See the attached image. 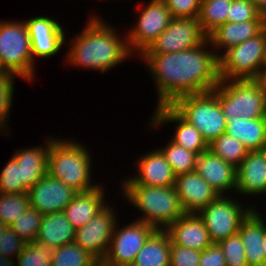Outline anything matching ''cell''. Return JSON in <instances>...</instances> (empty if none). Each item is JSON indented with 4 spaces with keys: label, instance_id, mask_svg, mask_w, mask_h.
I'll list each match as a JSON object with an SVG mask.
<instances>
[{
    "label": "cell",
    "instance_id": "5b68a950",
    "mask_svg": "<svg viewBox=\"0 0 266 266\" xmlns=\"http://www.w3.org/2000/svg\"><path fill=\"white\" fill-rule=\"evenodd\" d=\"M212 91L226 119L266 118V93L257 79H220Z\"/></svg>",
    "mask_w": 266,
    "mask_h": 266
},
{
    "label": "cell",
    "instance_id": "7a4b0ae2",
    "mask_svg": "<svg viewBox=\"0 0 266 266\" xmlns=\"http://www.w3.org/2000/svg\"><path fill=\"white\" fill-rule=\"evenodd\" d=\"M103 20L96 15L90 17L83 31L71 39L65 59L67 65L104 73L134 55L126 34L122 38L116 27Z\"/></svg>",
    "mask_w": 266,
    "mask_h": 266
},
{
    "label": "cell",
    "instance_id": "e0dca14e",
    "mask_svg": "<svg viewBox=\"0 0 266 266\" xmlns=\"http://www.w3.org/2000/svg\"><path fill=\"white\" fill-rule=\"evenodd\" d=\"M137 174L123 179L122 184L169 187L175 185L176 175L162 152L150 150L137 160Z\"/></svg>",
    "mask_w": 266,
    "mask_h": 266
},
{
    "label": "cell",
    "instance_id": "8992f818",
    "mask_svg": "<svg viewBox=\"0 0 266 266\" xmlns=\"http://www.w3.org/2000/svg\"><path fill=\"white\" fill-rule=\"evenodd\" d=\"M171 106L200 131L208 145L226 131L227 119L213 91L178 97Z\"/></svg>",
    "mask_w": 266,
    "mask_h": 266
},
{
    "label": "cell",
    "instance_id": "f35d334b",
    "mask_svg": "<svg viewBox=\"0 0 266 266\" xmlns=\"http://www.w3.org/2000/svg\"><path fill=\"white\" fill-rule=\"evenodd\" d=\"M251 20H266L252 0H233L227 16V22L241 23Z\"/></svg>",
    "mask_w": 266,
    "mask_h": 266
},
{
    "label": "cell",
    "instance_id": "d4e9b609",
    "mask_svg": "<svg viewBox=\"0 0 266 266\" xmlns=\"http://www.w3.org/2000/svg\"><path fill=\"white\" fill-rule=\"evenodd\" d=\"M44 142L43 146L17 149L12 156L21 166L22 183L28 190L48 173L51 136Z\"/></svg>",
    "mask_w": 266,
    "mask_h": 266
},
{
    "label": "cell",
    "instance_id": "681fc988",
    "mask_svg": "<svg viewBox=\"0 0 266 266\" xmlns=\"http://www.w3.org/2000/svg\"><path fill=\"white\" fill-rule=\"evenodd\" d=\"M260 151L264 154L265 159H266V143L262 146Z\"/></svg>",
    "mask_w": 266,
    "mask_h": 266
},
{
    "label": "cell",
    "instance_id": "ba28073f",
    "mask_svg": "<svg viewBox=\"0 0 266 266\" xmlns=\"http://www.w3.org/2000/svg\"><path fill=\"white\" fill-rule=\"evenodd\" d=\"M218 60L220 79H257L265 67L266 27L255 37L223 51Z\"/></svg>",
    "mask_w": 266,
    "mask_h": 266
},
{
    "label": "cell",
    "instance_id": "9a60e30c",
    "mask_svg": "<svg viewBox=\"0 0 266 266\" xmlns=\"http://www.w3.org/2000/svg\"><path fill=\"white\" fill-rule=\"evenodd\" d=\"M77 193L48 173L28 190L30 206L42 215L63 211Z\"/></svg>",
    "mask_w": 266,
    "mask_h": 266
},
{
    "label": "cell",
    "instance_id": "60d3db41",
    "mask_svg": "<svg viewBox=\"0 0 266 266\" xmlns=\"http://www.w3.org/2000/svg\"><path fill=\"white\" fill-rule=\"evenodd\" d=\"M172 18H198L201 0H163Z\"/></svg>",
    "mask_w": 266,
    "mask_h": 266
},
{
    "label": "cell",
    "instance_id": "f907efd6",
    "mask_svg": "<svg viewBox=\"0 0 266 266\" xmlns=\"http://www.w3.org/2000/svg\"><path fill=\"white\" fill-rule=\"evenodd\" d=\"M7 226L0 220V232H2L3 230H5Z\"/></svg>",
    "mask_w": 266,
    "mask_h": 266
},
{
    "label": "cell",
    "instance_id": "7c38bea8",
    "mask_svg": "<svg viewBox=\"0 0 266 266\" xmlns=\"http://www.w3.org/2000/svg\"><path fill=\"white\" fill-rule=\"evenodd\" d=\"M155 230L153 225L138 220L121 228L116 223L104 260L113 266H131L139 250Z\"/></svg>",
    "mask_w": 266,
    "mask_h": 266
},
{
    "label": "cell",
    "instance_id": "d6a6232c",
    "mask_svg": "<svg viewBox=\"0 0 266 266\" xmlns=\"http://www.w3.org/2000/svg\"><path fill=\"white\" fill-rule=\"evenodd\" d=\"M30 206L28 193H0V220L8 227Z\"/></svg>",
    "mask_w": 266,
    "mask_h": 266
},
{
    "label": "cell",
    "instance_id": "52a82bcc",
    "mask_svg": "<svg viewBox=\"0 0 266 266\" xmlns=\"http://www.w3.org/2000/svg\"><path fill=\"white\" fill-rule=\"evenodd\" d=\"M0 67L16 78L33 81L36 69L32 59L31 40L24 21H0Z\"/></svg>",
    "mask_w": 266,
    "mask_h": 266
},
{
    "label": "cell",
    "instance_id": "9c48e42d",
    "mask_svg": "<svg viewBox=\"0 0 266 266\" xmlns=\"http://www.w3.org/2000/svg\"><path fill=\"white\" fill-rule=\"evenodd\" d=\"M219 195L204 207L198 215L203 219L212 243H219L238 233L241 223L255 209L253 204L244 207L243 201Z\"/></svg>",
    "mask_w": 266,
    "mask_h": 266
},
{
    "label": "cell",
    "instance_id": "836d02e7",
    "mask_svg": "<svg viewBox=\"0 0 266 266\" xmlns=\"http://www.w3.org/2000/svg\"><path fill=\"white\" fill-rule=\"evenodd\" d=\"M55 248L37 241L27 243L15 266H50Z\"/></svg>",
    "mask_w": 266,
    "mask_h": 266
},
{
    "label": "cell",
    "instance_id": "83f0119b",
    "mask_svg": "<svg viewBox=\"0 0 266 266\" xmlns=\"http://www.w3.org/2000/svg\"><path fill=\"white\" fill-rule=\"evenodd\" d=\"M171 239L165 229H156L139 250L131 266H170Z\"/></svg>",
    "mask_w": 266,
    "mask_h": 266
},
{
    "label": "cell",
    "instance_id": "ee69618b",
    "mask_svg": "<svg viewBox=\"0 0 266 266\" xmlns=\"http://www.w3.org/2000/svg\"><path fill=\"white\" fill-rule=\"evenodd\" d=\"M256 4L258 12L266 18V0H252Z\"/></svg>",
    "mask_w": 266,
    "mask_h": 266
},
{
    "label": "cell",
    "instance_id": "8d00e7d4",
    "mask_svg": "<svg viewBox=\"0 0 266 266\" xmlns=\"http://www.w3.org/2000/svg\"><path fill=\"white\" fill-rule=\"evenodd\" d=\"M0 193H28V189L22 183L21 166L13 157H10L0 171Z\"/></svg>",
    "mask_w": 266,
    "mask_h": 266
},
{
    "label": "cell",
    "instance_id": "44dd1931",
    "mask_svg": "<svg viewBox=\"0 0 266 266\" xmlns=\"http://www.w3.org/2000/svg\"><path fill=\"white\" fill-rule=\"evenodd\" d=\"M165 230L171 241L182 247L203 251L213 244L203 219L196 213H185Z\"/></svg>",
    "mask_w": 266,
    "mask_h": 266
},
{
    "label": "cell",
    "instance_id": "8fae6325",
    "mask_svg": "<svg viewBox=\"0 0 266 266\" xmlns=\"http://www.w3.org/2000/svg\"><path fill=\"white\" fill-rule=\"evenodd\" d=\"M208 39L198 18H172L168 27L142 54H167L187 50Z\"/></svg>",
    "mask_w": 266,
    "mask_h": 266
},
{
    "label": "cell",
    "instance_id": "30bf717a",
    "mask_svg": "<svg viewBox=\"0 0 266 266\" xmlns=\"http://www.w3.org/2000/svg\"><path fill=\"white\" fill-rule=\"evenodd\" d=\"M139 9L136 24L127 31L131 52L140 56L150 44L168 27L172 16L163 0H150Z\"/></svg>",
    "mask_w": 266,
    "mask_h": 266
},
{
    "label": "cell",
    "instance_id": "1f68e13d",
    "mask_svg": "<svg viewBox=\"0 0 266 266\" xmlns=\"http://www.w3.org/2000/svg\"><path fill=\"white\" fill-rule=\"evenodd\" d=\"M209 149L225 162L238 167L246 157L248 150L244 145L233 136L222 134L209 144Z\"/></svg>",
    "mask_w": 266,
    "mask_h": 266
},
{
    "label": "cell",
    "instance_id": "ffe728a7",
    "mask_svg": "<svg viewBox=\"0 0 266 266\" xmlns=\"http://www.w3.org/2000/svg\"><path fill=\"white\" fill-rule=\"evenodd\" d=\"M236 192L248 197L266 194V159L258 151H248L236 168Z\"/></svg>",
    "mask_w": 266,
    "mask_h": 266
},
{
    "label": "cell",
    "instance_id": "4dcf8cb0",
    "mask_svg": "<svg viewBox=\"0 0 266 266\" xmlns=\"http://www.w3.org/2000/svg\"><path fill=\"white\" fill-rule=\"evenodd\" d=\"M158 149L162 152L166 161L172 167L175 175L195 171L196 159L198 157L196 153L173 143L171 140H169V143H167L166 146H162V148Z\"/></svg>",
    "mask_w": 266,
    "mask_h": 266
},
{
    "label": "cell",
    "instance_id": "74e56055",
    "mask_svg": "<svg viewBox=\"0 0 266 266\" xmlns=\"http://www.w3.org/2000/svg\"><path fill=\"white\" fill-rule=\"evenodd\" d=\"M218 244L223 250L226 266H248L245 257V248L239 233L229 236Z\"/></svg>",
    "mask_w": 266,
    "mask_h": 266
},
{
    "label": "cell",
    "instance_id": "2e32d148",
    "mask_svg": "<svg viewBox=\"0 0 266 266\" xmlns=\"http://www.w3.org/2000/svg\"><path fill=\"white\" fill-rule=\"evenodd\" d=\"M151 122H147L150 128H159L164 126L165 123L169 122L177 123L175 127L174 135L170 139L173 143H176L185 149L196 153H200L209 149V145L204 140L200 131L186 121L171 105L157 106L154 110Z\"/></svg>",
    "mask_w": 266,
    "mask_h": 266
},
{
    "label": "cell",
    "instance_id": "3957f363",
    "mask_svg": "<svg viewBox=\"0 0 266 266\" xmlns=\"http://www.w3.org/2000/svg\"><path fill=\"white\" fill-rule=\"evenodd\" d=\"M56 138L51 137L48 174L78 192L89 191L99 186L100 183L93 184L91 179L93 162L90 149L88 151L83 143L71 138L68 140Z\"/></svg>",
    "mask_w": 266,
    "mask_h": 266
},
{
    "label": "cell",
    "instance_id": "7bdbcfd3",
    "mask_svg": "<svg viewBox=\"0 0 266 266\" xmlns=\"http://www.w3.org/2000/svg\"><path fill=\"white\" fill-rule=\"evenodd\" d=\"M199 266H226V259L218 243L201 251Z\"/></svg>",
    "mask_w": 266,
    "mask_h": 266
},
{
    "label": "cell",
    "instance_id": "7dc6e473",
    "mask_svg": "<svg viewBox=\"0 0 266 266\" xmlns=\"http://www.w3.org/2000/svg\"><path fill=\"white\" fill-rule=\"evenodd\" d=\"M92 266H113L107 263L104 259H98Z\"/></svg>",
    "mask_w": 266,
    "mask_h": 266
},
{
    "label": "cell",
    "instance_id": "6da1fadb",
    "mask_svg": "<svg viewBox=\"0 0 266 266\" xmlns=\"http://www.w3.org/2000/svg\"><path fill=\"white\" fill-rule=\"evenodd\" d=\"M207 48H212L208 39L183 51L137 56L155 81L156 107L171 105L184 95L212 91L219 84L218 56L214 50Z\"/></svg>",
    "mask_w": 266,
    "mask_h": 266
},
{
    "label": "cell",
    "instance_id": "f1b7e54d",
    "mask_svg": "<svg viewBox=\"0 0 266 266\" xmlns=\"http://www.w3.org/2000/svg\"><path fill=\"white\" fill-rule=\"evenodd\" d=\"M233 0H201L198 21L208 35L219 25L227 22L230 5Z\"/></svg>",
    "mask_w": 266,
    "mask_h": 266
},
{
    "label": "cell",
    "instance_id": "5bb4252c",
    "mask_svg": "<svg viewBox=\"0 0 266 266\" xmlns=\"http://www.w3.org/2000/svg\"><path fill=\"white\" fill-rule=\"evenodd\" d=\"M31 40L33 62L35 58H50L64 46L66 31L63 25L50 16H37L24 20Z\"/></svg>",
    "mask_w": 266,
    "mask_h": 266
},
{
    "label": "cell",
    "instance_id": "f6af8a7d",
    "mask_svg": "<svg viewBox=\"0 0 266 266\" xmlns=\"http://www.w3.org/2000/svg\"><path fill=\"white\" fill-rule=\"evenodd\" d=\"M15 261L13 258L5 257L0 254V266H15Z\"/></svg>",
    "mask_w": 266,
    "mask_h": 266
},
{
    "label": "cell",
    "instance_id": "c3c4849f",
    "mask_svg": "<svg viewBox=\"0 0 266 266\" xmlns=\"http://www.w3.org/2000/svg\"><path fill=\"white\" fill-rule=\"evenodd\" d=\"M263 250H264L265 259H266V231H265V236H264V241H263Z\"/></svg>",
    "mask_w": 266,
    "mask_h": 266
},
{
    "label": "cell",
    "instance_id": "f546056e",
    "mask_svg": "<svg viewBox=\"0 0 266 266\" xmlns=\"http://www.w3.org/2000/svg\"><path fill=\"white\" fill-rule=\"evenodd\" d=\"M98 259L75 242L55 248L50 266H92Z\"/></svg>",
    "mask_w": 266,
    "mask_h": 266
},
{
    "label": "cell",
    "instance_id": "ab89813d",
    "mask_svg": "<svg viewBox=\"0 0 266 266\" xmlns=\"http://www.w3.org/2000/svg\"><path fill=\"white\" fill-rule=\"evenodd\" d=\"M26 244L10 226L0 232V254L2 256L15 259L23 252Z\"/></svg>",
    "mask_w": 266,
    "mask_h": 266
},
{
    "label": "cell",
    "instance_id": "d6986e66",
    "mask_svg": "<svg viewBox=\"0 0 266 266\" xmlns=\"http://www.w3.org/2000/svg\"><path fill=\"white\" fill-rule=\"evenodd\" d=\"M195 171L219 195H228L231 191L236 193V167L225 162L210 149L198 155Z\"/></svg>",
    "mask_w": 266,
    "mask_h": 266
},
{
    "label": "cell",
    "instance_id": "ac0fdd59",
    "mask_svg": "<svg viewBox=\"0 0 266 266\" xmlns=\"http://www.w3.org/2000/svg\"><path fill=\"white\" fill-rule=\"evenodd\" d=\"M174 187L184 213L198 214L219 196L196 171L176 175Z\"/></svg>",
    "mask_w": 266,
    "mask_h": 266
},
{
    "label": "cell",
    "instance_id": "d590c367",
    "mask_svg": "<svg viewBox=\"0 0 266 266\" xmlns=\"http://www.w3.org/2000/svg\"><path fill=\"white\" fill-rule=\"evenodd\" d=\"M43 215L35 208L28 209L10 225V228L26 243L36 241Z\"/></svg>",
    "mask_w": 266,
    "mask_h": 266
},
{
    "label": "cell",
    "instance_id": "4316f807",
    "mask_svg": "<svg viewBox=\"0 0 266 266\" xmlns=\"http://www.w3.org/2000/svg\"><path fill=\"white\" fill-rule=\"evenodd\" d=\"M75 229L63 211L43 215L36 241L58 248L74 242Z\"/></svg>",
    "mask_w": 266,
    "mask_h": 266
},
{
    "label": "cell",
    "instance_id": "e575fe53",
    "mask_svg": "<svg viewBox=\"0 0 266 266\" xmlns=\"http://www.w3.org/2000/svg\"><path fill=\"white\" fill-rule=\"evenodd\" d=\"M14 79L15 75L11 72L0 71V135L10 134L8 117L10 116L11 105L14 98ZM3 130V131H2ZM5 131V132H4ZM4 132V133H3Z\"/></svg>",
    "mask_w": 266,
    "mask_h": 266
},
{
    "label": "cell",
    "instance_id": "277c9868",
    "mask_svg": "<svg viewBox=\"0 0 266 266\" xmlns=\"http://www.w3.org/2000/svg\"><path fill=\"white\" fill-rule=\"evenodd\" d=\"M120 190L125 200L141 211L143 216L137 217L138 221L156 229H166L185 214L174 186L121 184Z\"/></svg>",
    "mask_w": 266,
    "mask_h": 266
},
{
    "label": "cell",
    "instance_id": "bcb514c9",
    "mask_svg": "<svg viewBox=\"0 0 266 266\" xmlns=\"http://www.w3.org/2000/svg\"><path fill=\"white\" fill-rule=\"evenodd\" d=\"M259 81L260 85L262 86V89L266 93V67L262 69V72L260 73L259 77L257 78Z\"/></svg>",
    "mask_w": 266,
    "mask_h": 266
},
{
    "label": "cell",
    "instance_id": "cb8c5ba5",
    "mask_svg": "<svg viewBox=\"0 0 266 266\" xmlns=\"http://www.w3.org/2000/svg\"><path fill=\"white\" fill-rule=\"evenodd\" d=\"M264 217L255 209L241 223L239 235L242 239L248 266H266L263 241L266 231Z\"/></svg>",
    "mask_w": 266,
    "mask_h": 266
},
{
    "label": "cell",
    "instance_id": "603a6c76",
    "mask_svg": "<svg viewBox=\"0 0 266 266\" xmlns=\"http://www.w3.org/2000/svg\"><path fill=\"white\" fill-rule=\"evenodd\" d=\"M104 190V187L100 184L92 190L78 192L63 210L75 230L87 224L109 204L106 197H104L106 196Z\"/></svg>",
    "mask_w": 266,
    "mask_h": 266
},
{
    "label": "cell",
    "instance_id": "7402d4cb",
    "mask_svg": "<svg viewBox=\"0 0 266 266\" xmlns=\"http://www.w3.org/2000/svg\"><path fill=\"white\" fill-rule=\"evenodd\" d=\"M266 27V20H251L241 23L226 22L207 35L211 47L219 57L221 52L255 37ZM216 47V48H215ZM220 49V50H219Z\"/></svg>",
    "mask_w": 266,
    "mask_h": 266
},
{
    "label": "cell",
    "instance_id": "4fadbf2b",
    "mask_svg": "<svg viewBox=\"0 0 266 266\" xmlns=\"http://www.w3.org/2000/svg\"><path fill=\"white\" fill-rule=\"evenodd\" d=\"M109 204L87 224L76 229L74 242L89 251L97 259H104L117 223L115 210Z\"/></svg>",
    "mask_w": 266,
    "mask_h": 266
},
{
    "label": "cell",
    "instance_id": "b9f144b4",
    "mask_svg": "<svg viewBox=\"0 0 266 266\" xmlns=\"http://www.w3.org/2000/svg\"><path fill=\"white\" fill-rule=\"evenodd\" d=\"M201 251L174 244L171 241L170 266H199Z\"/></svg>",
    "mask_w": 266,
    "mask_h": 266
},
{
    "label": "cell",
    "instance_id": "484cf974",
    "mask_svg": "<svg viewBox=\"0 0 266 266\" xmlns=\"http://www.w3.org/2000/svg\"><path fill=\"white\" fill-rule=\"evenodd\" d=\"M225 133L239 140L248 151L261 150L266 143V118L227 119Z\"/></svg>",
    "mask_w": 266,
    "mask_h": 266
}]
</instances>
